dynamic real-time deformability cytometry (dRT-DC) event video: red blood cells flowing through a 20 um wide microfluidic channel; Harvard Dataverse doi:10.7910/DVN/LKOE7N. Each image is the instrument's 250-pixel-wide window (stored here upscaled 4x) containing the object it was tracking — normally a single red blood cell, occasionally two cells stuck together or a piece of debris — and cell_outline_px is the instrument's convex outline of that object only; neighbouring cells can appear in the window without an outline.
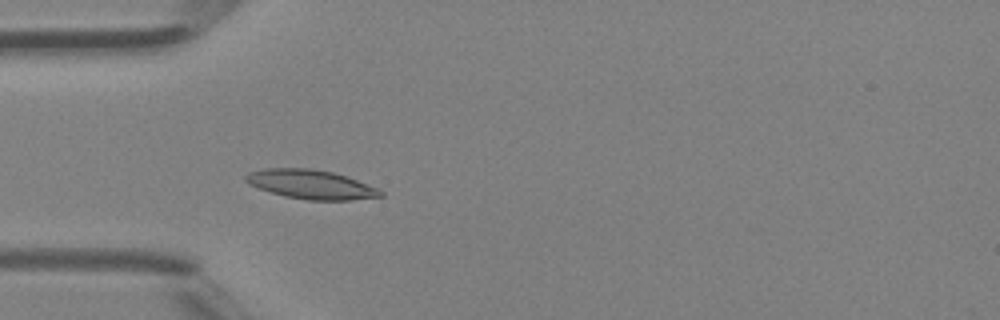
{"species": "Egyptian fruit bat (a non-hibernating species)", "species_latin": "Rousettus aegyptiacus", "temperature_condition": "room temperature", "stored_images_in_passage": 3, "camera_frame_rate_fps": 3000, "um_per_image_px": 0.085, "animal": {"sex": "female"}, "frame": {"image": 1, "passage_image": 3, "time_ms": 3.0, "image_size_px": [1000, 320], "cell_outline_px": [[384, 196], [352, 200], [308, 200], [284, 196], [248, 184], [244, 180], [244, 176], [248, 172], [264, 168], [308, 168], [332, 172], [380, 188], [384, 192]], "centroid_in_image_um": [26.44, 15.67], "position_along_channel_um": 58.6, "area_um2": 22.89}}